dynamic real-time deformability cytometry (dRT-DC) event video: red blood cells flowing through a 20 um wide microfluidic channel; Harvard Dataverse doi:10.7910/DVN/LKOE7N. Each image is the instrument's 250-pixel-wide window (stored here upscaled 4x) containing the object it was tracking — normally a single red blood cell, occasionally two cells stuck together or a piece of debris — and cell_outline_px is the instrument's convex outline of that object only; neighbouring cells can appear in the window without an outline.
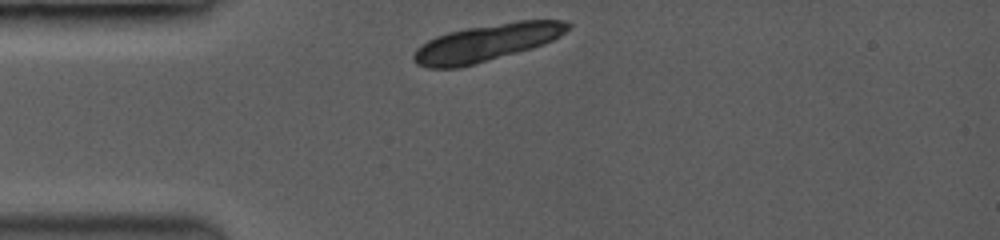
{"species": "common noctule bat (a hibernating species)", "species_latin": "Nyctalus noctula", "temperature_condition": "room temperature", "stored_images_in_passage": 39, "camera_frame_rate_fps": 3500, "um_per_image_px": 0.085, "animal": {"sex": "female", "body_mass_g": 19.0, "forearm_length_mm": 53.3}, "frame": {"image": 1, "passage_image": 1, "time_ms": 0.0, "image_size_px": [1000, 240], "cell_outline_px": [[572, 24], [564, 32], [552, 40], [544, 44], [516, 52], [472, 64], [456, 68], [428, 68], [416, 64], [412, 60], [412, 56], [416, 48], [428, 40], [436, 36], [448, 32], [468, 28], [516, 20], [564, 20]], "centroid_in_image_um": [41.31, 3.62], "position_along_channel_um": 43.7, "area_um2": 32.89}, "authors_computed_cell_mechanics": {"area_um2": 18.785, "velocity_mm_per_s": 3.9622, "shape_relaxation_time_tau1_ms": 0.1693, "shape_relaxation_time_tau2_ms": 4.3767, "deformation_change_tau1": 0.1801, "deformation_change_tau2": 0.0763}}